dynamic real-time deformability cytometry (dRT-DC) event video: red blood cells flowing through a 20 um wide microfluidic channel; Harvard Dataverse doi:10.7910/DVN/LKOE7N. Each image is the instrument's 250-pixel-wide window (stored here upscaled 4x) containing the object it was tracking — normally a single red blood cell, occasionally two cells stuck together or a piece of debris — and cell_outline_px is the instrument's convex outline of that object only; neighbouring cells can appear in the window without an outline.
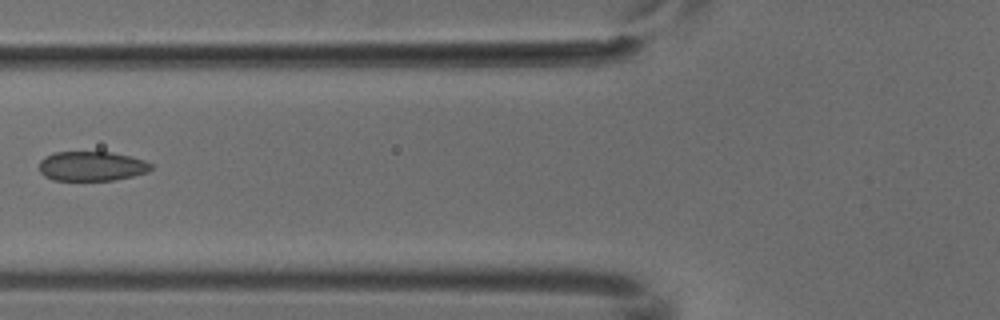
{"species": "common noctule bat (a hibernating species)", "species_latin": "Nyctalus noctula", "temperature_condition": "cold", "stored_images_in_passage": 2, "camera_frame_rate_fps": 3000, "um_per_image_px": 0.085, "animal": {"sex": "male", "body_mass_g": 18.8}, "frame": {"image": 1, "passage_image": 2, "time_ms": 0.333, "image_size_px": [1000, 320], "cell_outline_px": [[152, 168], [148, 172], [132, 176], [112, 180], [52, 180], [44, 176], [40, 172], [40, 160], [44, 156], [56, 152], [112, 152], [144, 160], [152, 164]], "centroid_in_image_um": [7.78, 14.12], "position_along_channel_um": 118.0, "area_um2": 19.25}}